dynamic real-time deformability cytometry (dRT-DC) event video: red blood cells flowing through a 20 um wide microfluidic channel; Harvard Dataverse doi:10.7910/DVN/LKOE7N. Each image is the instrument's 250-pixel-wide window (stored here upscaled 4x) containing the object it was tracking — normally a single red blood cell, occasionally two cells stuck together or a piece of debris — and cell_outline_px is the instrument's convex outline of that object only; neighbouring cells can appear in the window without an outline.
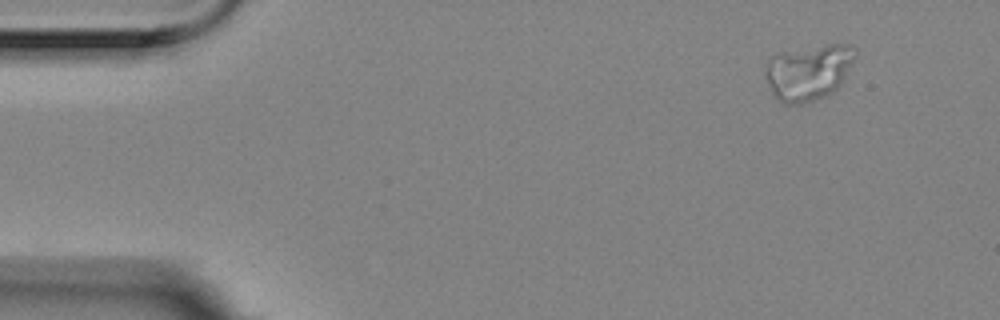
{"species": "Egyptian fruit bat (a non-hibernating species)", "species_latin": "Rousettus aegyptiacus", "temperature_condition": "room temperature", "stored_images_in_passage": 9, "camera_frame_rate_fps": 3000, "um_per_image_px": 0.085, "animal": {"sex": "female"}, "frame": {"image": 1, "passage_image": 1, "time_ms": 0.0, "image_size_px": [1000, 320], "cell_outline_px": [[856, 56], [840, 84], [832, 92], [824, 96], [804, 104], [784, 104], [772, 92], [768, 84], [764, 72], [764, 68], [768, 56], [780, 52], [828, 44], [852, 44], [856, 48]], "centroid_in_image_um": [68.7, 6.11], "position_along_channel_um": 16.3, "area_um2": 29.3}}
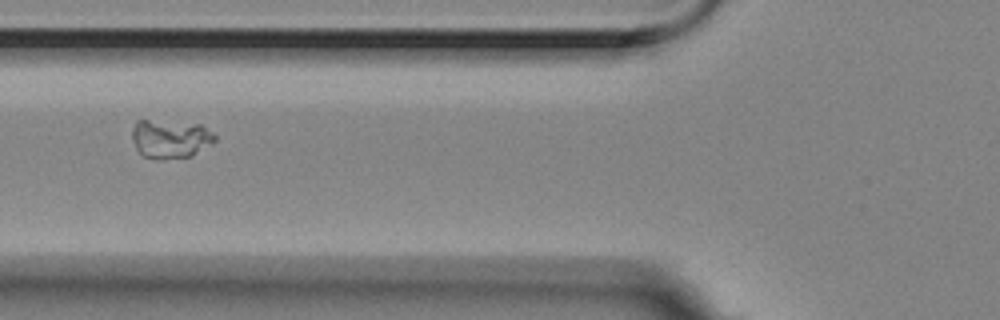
{"frame": {"image": 2, "passage_image": 6, "time_ms": 1.667, "image_size_px": [1000, 320], "cell_outline_px": [[216, 140], [192, 156], [160, 160], [144, 156], [136, 148], [132, 136], [132, 128], [136, 120], [148, 120], [200, 124], [212, 132], [216, 136]], "centroid_in_image_um": [14.47, 11.8], "position_along_channel_um": 111.3, "area_um2": 18.55}}
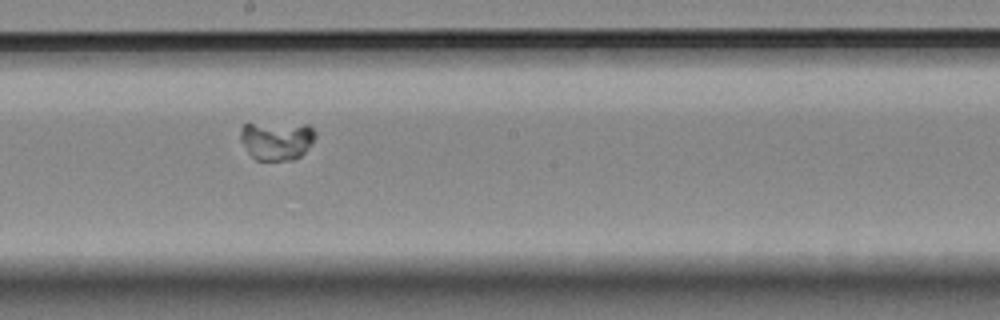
{"frame": {"image": 3, "passage_image": 9, "time_ms": 2.667, "image_size_px": [1000, 320], "cell_outline_px": [[316, 136], [304, 152], [300, 156], [292, 160], [256, 160], [248, 152], [240, 140], [240, 128], [244, 124], [308, 124], [316, 132]], "centroid_in_image_um": [23.51, 11.94], "position_along_channel_um": 224.7, "area_um2": 16.76}}